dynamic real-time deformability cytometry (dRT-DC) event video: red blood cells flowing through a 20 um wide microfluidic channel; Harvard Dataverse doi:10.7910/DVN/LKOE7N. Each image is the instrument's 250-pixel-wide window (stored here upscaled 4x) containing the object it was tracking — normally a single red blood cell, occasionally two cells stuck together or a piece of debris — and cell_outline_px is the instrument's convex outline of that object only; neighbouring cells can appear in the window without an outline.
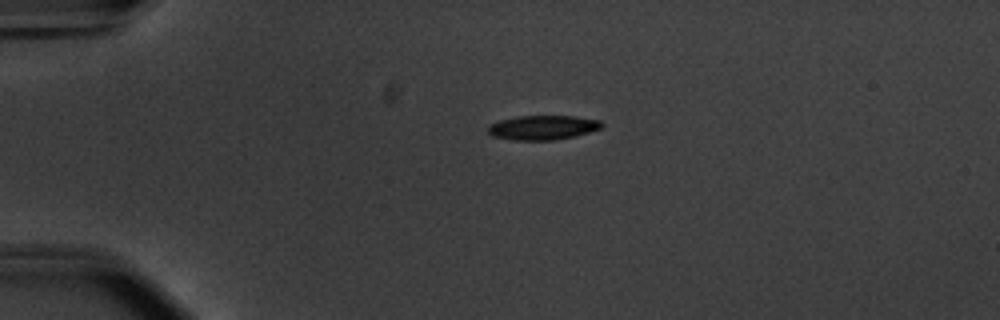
{"species": "common noctule bat (a hibernating species)", "species_latin": "Nyctalus noctula", "temperature_condition": "warm", "stored_images_in_passage": 42, "camera_frame_rate_fps": 3000, "um_per_image_px": 0.085, "animal": {"sex": "male", "body_mass_g": 20.1, "forearm_length_mm": 53.5}, "frame": {"image": 1, "passage_image": 1, "time_ms": 0.0, "image_size_px": [1000, 320], "cell_outline_px": [[604, 124], [600, 128], [588, 132], [556, 140], [516, 140], [492, 136], [488, 132], [488, 124], [500, 120], [516, 116], [576, 116], [600, 120]], "centroid_in_image_um": [46.11, 10.83], "position_along_channel_um": 38.9, "area_um2": 16.13}}
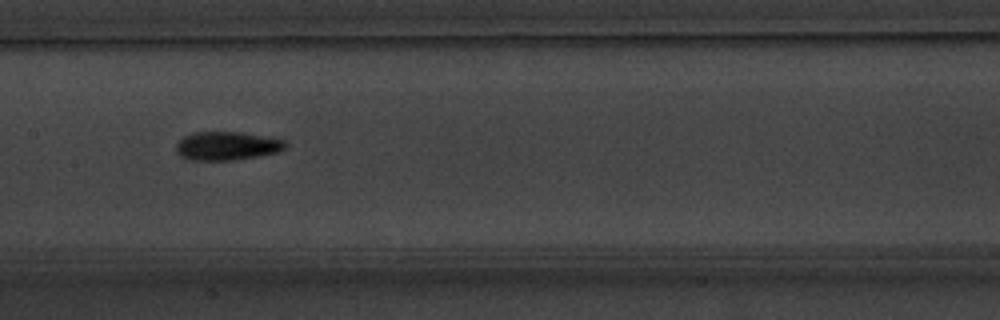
{"frame": {"image": 2, "passage_image": 16, "time_ms": 5.0, "image_size_px": [1000, 320], "cell_outline_px": [[288, 148], [280, 152], [236, 160], [188, 160], [180, 156], [176, 152], [176, 144], [184, 136], [192, 132], [240, 132], [284, 140], [288, 144]], "centroid_in_image_um": [19.3, 12.41], "position_along_channel_um": 188.1, "area_um2": 18.38}}
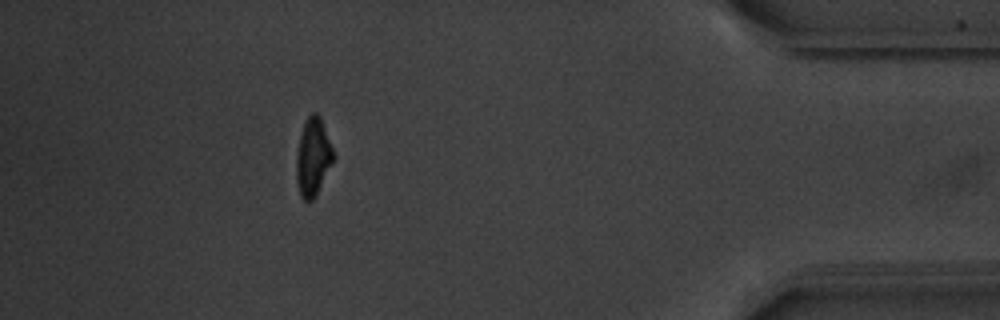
{"frame": {"image": 3, "passage_image": 37, "time_ms": 12.0, "image_size_px": [1000, 320], "cell_outline_px": [[336, 156], [316, 196], [312, 200], [304, 200], [300, 196], [296, 180], [296, 156], [300, 136], [304, 124], [308, 116], [312, 112], [316, 112], [320, 116]], "centroid_in_image_um": [26.62, 13.36], "position_along_channel_um": 408.6, "area_um2": 16.88}, "authors_computed_cell_mechanics": {"area_um2": 16.9932, "velocity_mm_per_s": 3.7887, "shape_relaxation_time_tau1_ms": 4.0345, "shape_relaxation_time_tau2_ms": 3.7922, "deformation_change_tau1": 0.1654, "deformation_change_tau2": 0.1055}}